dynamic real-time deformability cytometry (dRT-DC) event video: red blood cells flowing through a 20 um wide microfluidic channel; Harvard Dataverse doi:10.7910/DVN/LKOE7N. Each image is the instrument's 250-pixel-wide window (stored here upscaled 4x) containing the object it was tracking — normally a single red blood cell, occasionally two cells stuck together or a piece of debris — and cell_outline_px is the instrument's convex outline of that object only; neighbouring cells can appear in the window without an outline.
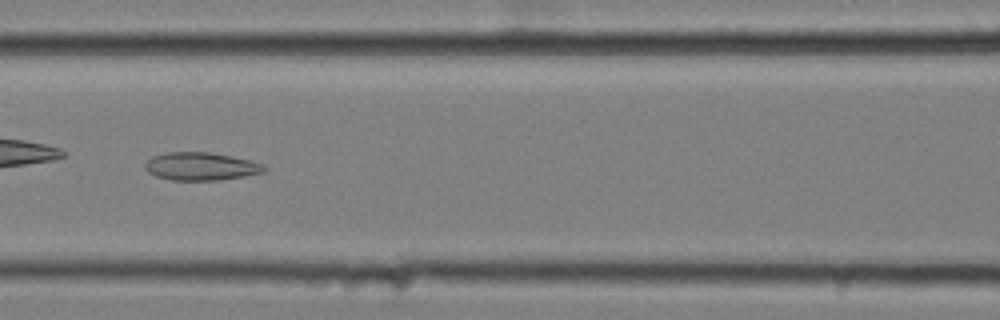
{"species": "common noctule bat (a hibernating species)", "species_latin": "Nyctalus noctula", "temperature_condition": "cold", "stored_images_in_passage": 54, "camera_frame_rate_fps": 3000, "um_per_image_px": 0.085, "animal": {"sex": "female", "body_mass_g": 25.1}, "frame": {"image": 1, "passage_image": 24, "time_ms": 7.667, "image_size_px": [1000, 320], "cell_outline_px": [[268, 168], [264, 172], [244, 176], [220, 180], [172, 180], [156, 176], [148, 172], [144, 168], [144, 164], [152, 156], [168, 152], [208, 152], [248, 160], [260, 164]], "centroid_in_image_um": [17.03, 14.15], "position_along_channel_um": 149.6, "area_um2": 19.19}}
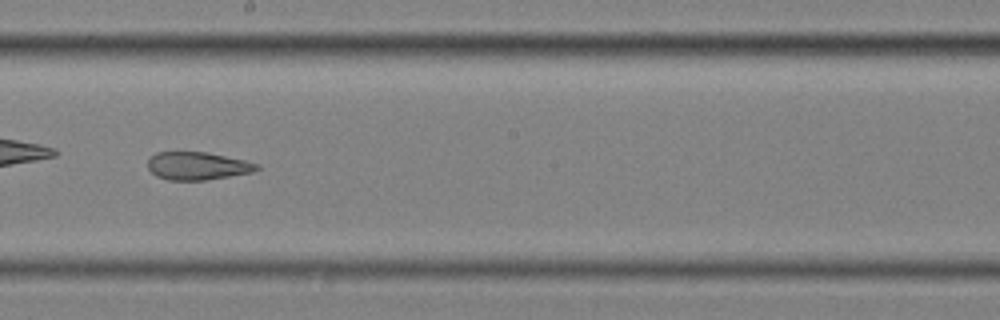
{"frame": {"image": 2, "passage_image": 31, "time_ms": 10.0, "image_size_px": [1000, 320], "cell_outline_px": [[260, 168], [252, 172], [204, 180], [168, 180], [156, 176], [148, 168], [148, 160], [156, 152], [208, 152], [244, 160], [260, 164]], "centroid_in_image_um": [16.78, 14.1], "position_along_channel_um": 231.4, "area_um2": 17.63}, "authors_computed_cell_mechanics": {"area_um2": 22.1085, "velocity_mm_per_s": 3.5229, "shape_relaxation_time_tau1_ms": null, "shape_relaxation_time_tau2_ms": 2.7273, "deformation_change_tau1": null, "deformation_change_tau2": 0.1098}}